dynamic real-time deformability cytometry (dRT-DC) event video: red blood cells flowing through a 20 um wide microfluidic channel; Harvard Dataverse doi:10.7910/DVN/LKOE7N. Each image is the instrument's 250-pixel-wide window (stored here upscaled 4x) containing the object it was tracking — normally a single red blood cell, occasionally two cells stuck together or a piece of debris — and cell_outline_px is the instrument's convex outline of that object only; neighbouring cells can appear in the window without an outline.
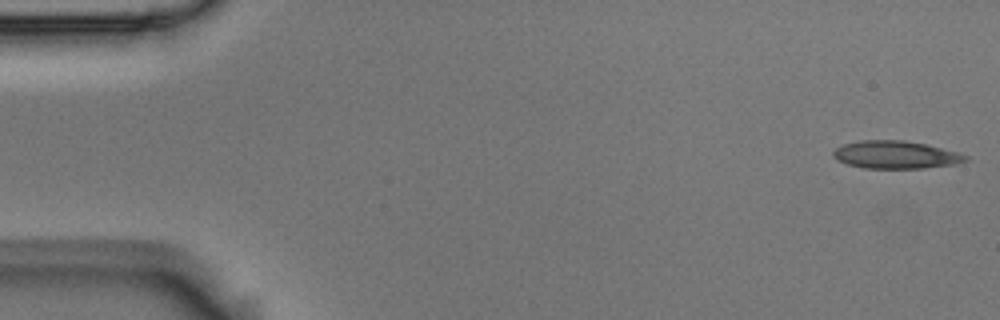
{"species": "Egyptian fruit bat (a non-hibernating species)", "species_latin": "Rousettus aegyptiacus", "temperature_condition": "room temperature", "stored_images_in_passage": 4, "camera_frame_rate_fps": 3000, "um_per_image_px": 0.085, "animal": {"sex": "male"}, "frame": {"image": 1, "passage_image": 1, "time_ms": 0.0, "image_size_px": [1000, 320], "cell_outline_px": [[968, 160], [956, 164], [924, 168], [864, 168], [848, 164], [832, 156], [832, 152], [836, 148], [844, 144], [860, 140], [904, 140], [928, 144], [956, 152], [968, 156]], "centroid_in_image_um": [76.15, 13.15], "position_along_channel_um": 8.9, "area_um2": 21.33}}
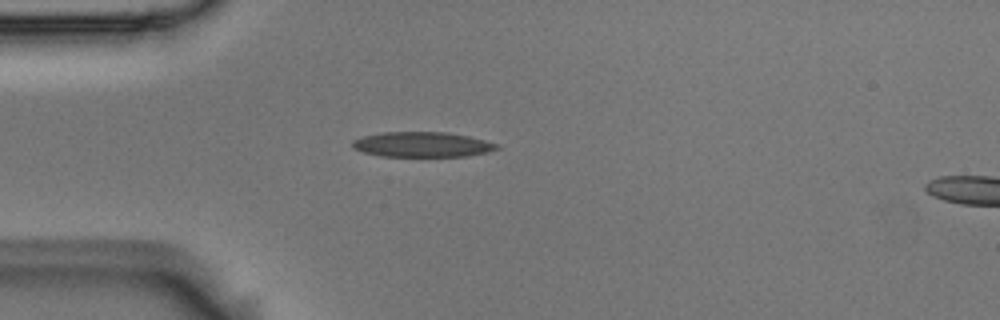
{"frame": {"image": 2, "passage_image": 4, "time_ms": 1.0, "image_size_px": [1000, 320], "cell_outline_px": [[500, 148], [488, 152], [464, 156], [380, 156], [364, 152], [352, 148], [352, 140], [360, 136], [380, 132], [448, 132], [468, 136], [500, 144]], "centroid_in_image_um": [35.86, 12.27], "position_along_channel_um": 49.1, "area_um2": 21.27}}